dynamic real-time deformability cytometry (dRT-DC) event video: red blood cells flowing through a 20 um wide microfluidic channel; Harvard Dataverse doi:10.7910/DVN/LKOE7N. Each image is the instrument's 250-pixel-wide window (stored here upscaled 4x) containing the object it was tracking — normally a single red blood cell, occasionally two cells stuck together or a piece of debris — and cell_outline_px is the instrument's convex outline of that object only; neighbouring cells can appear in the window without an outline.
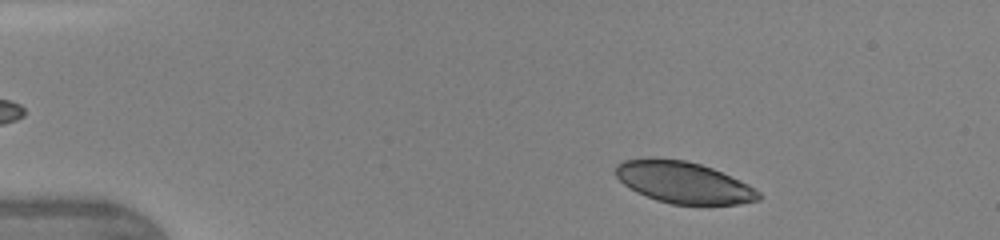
{"species": "human", "species_latin": "Homo sapiens", "temperature_condition": "warm", "stored_images_in_passage": 43, "camera_frame_rate_fps": 3000, "um_per_image_px": 0.085, "donor": {"sex": "female"}, "frame": {"image": 1, "passage_image": 4, "time_ms": 1.0, "image_size_px": [1000, 240], "cell_outline_px": [[760, 200], [736, 204], [672, 204], [656, 200], [636, 192], [624, 184], [616, 176], [616, 164], [624, 160], [684, 160], [700, 164], [712, 168], [748, 184], [760, 192]], "centroid_in_image_um": [58.13, 15.54], "position_along_channel_um": 26.9, "area_um2": 33.81}}
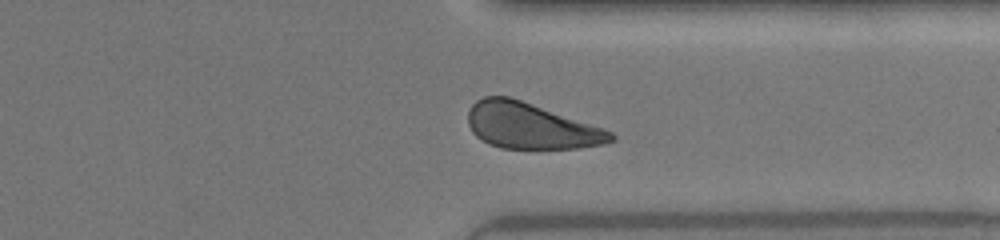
{"frame": {"image": 2, "passage_image": 33, "time_ms": 10.667, "image_size_px": [1000, 240], "cell_outline_px": [[616, 140], [604, 144], [580, 148], [500, 148], [488, 144], [476, 136], [472, 132], [468, 124], [468, 108], [476, 100], [484, 96], [508, 96], [604, 128], [612, 132], [616, 136]], "centroid_in_image_um": [45.1, 10.71], "position_along_channel_um": 366.3, "area_um2": 38.15}}
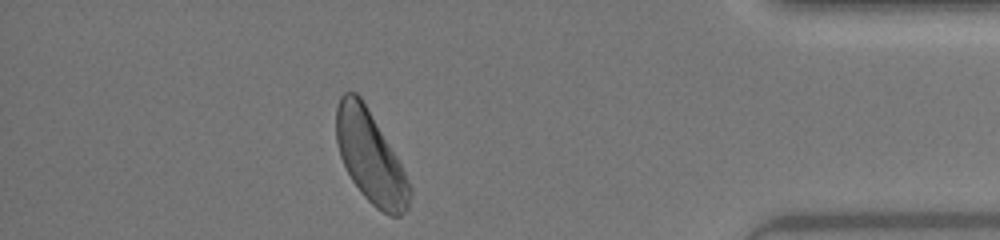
{"frame": {"image": 3, "passage_image": 38, "time_ms": 12.333, "image_size_px": [1000, 240], "cell_outline_px": [[412, 196], [408, 208], [400, 216], [388, 216], [376, 208], [360, 192], [352, 180], [340, 156], [336, 140], [336, 108], [340, 96], [344, 92], [356, 92], [360, 96], [396, 156], [412, 188]], "centroid_in_image_um": [31.48, 13.38], "position_along_channel_um": 403.7, "area_um2": 38.9}, "authors_computed_cell_mechanics": {"area_um2": 38.6104, "velocity_mm_per_s": 4.3243, "shape_relaxation_time_tau1_ms": 3.4503, "shape_relaxation_time_tau2_ms": 4.0488, "deformation_change_tau1": 0.1055, "deformation_change_tau2": 0.1118}}